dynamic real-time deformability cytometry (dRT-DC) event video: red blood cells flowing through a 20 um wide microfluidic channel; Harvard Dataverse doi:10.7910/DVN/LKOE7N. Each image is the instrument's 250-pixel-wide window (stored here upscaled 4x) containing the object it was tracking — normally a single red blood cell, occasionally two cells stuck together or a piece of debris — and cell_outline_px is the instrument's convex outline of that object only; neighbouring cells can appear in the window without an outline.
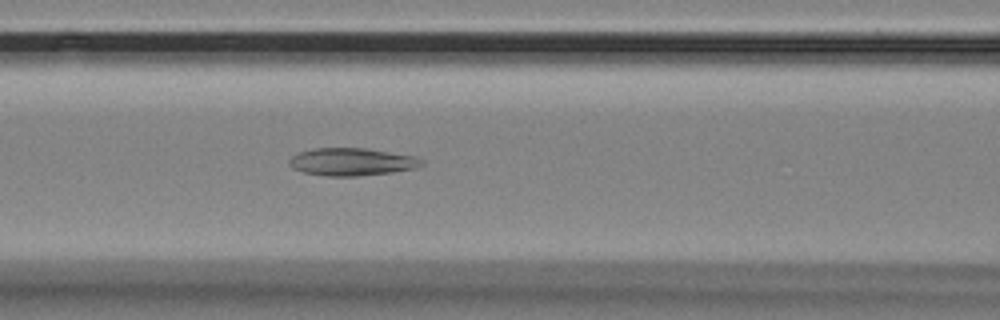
{"species": "Egyptian fruit bat (a non-hibernating species)", "species_latin": "Rousettus aegyptiacus", "temperature_condition": "room temperature", "stored_images_in_passage": 56, "camera_frame_rate_fps": 3000, "um_per_image_px": 0.085, "animal": {"sex": "female"}, "frame": {"image": 1, "passage_image": 23, "time_ms": 7.333, "image_size_px": [1000, 320], "cell_outline_px": [[424, 164], [416, 168], [392, 172], [356, 176], [328, 176], [304, 172], [292, 168], [288, 164], [288, 160], [292, 156], [300, 152], [312, 148], [364, 148], [416, 156], [424, 160]], "centroid_in_image_um": [29.91, 13.75], "position_along_channel_um": 136.7, "area_um2": 21.33}}
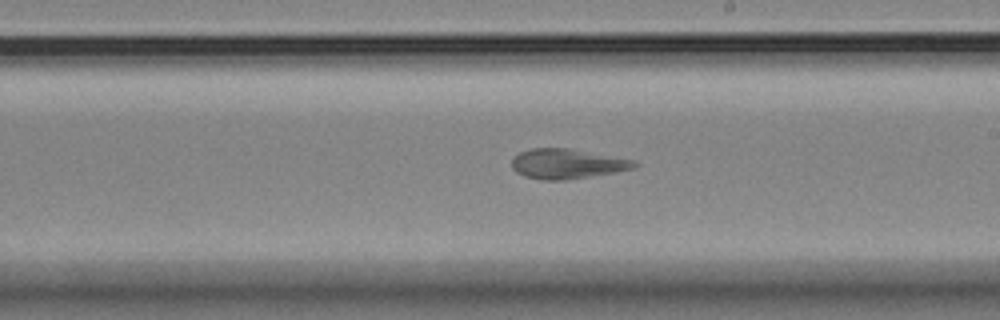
{"frame": {"image": 2, "passage_image": 32, "time_ms": 10.333, "image_size_px": [1000, 320], "cell_outline_px": [[640, 164], [636, 168], [616, 172], [564, 180], [540, 180], [524, 176], [516, 172], [512, 168], [512, 156], [520, 152], [532, 148], [568, 148], [636, 160]], "centroid_in_image_um": [48.21, 13.92], "position_along_channel_um": 240.8, "area_um2": 21.5}}
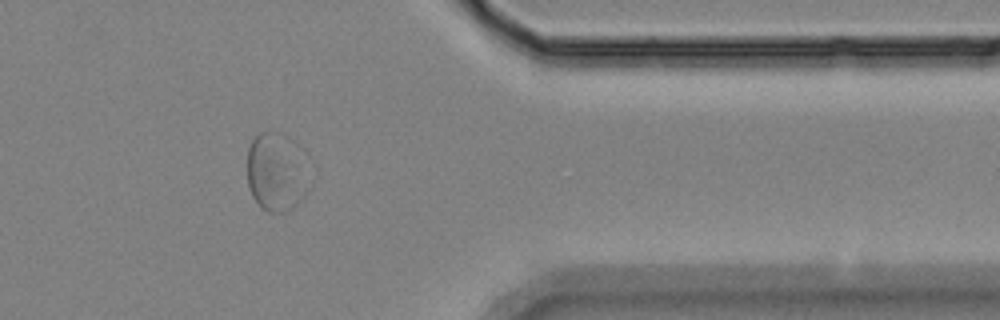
{"frame": {"image": 3, "passage_image": 46, "time_ms": 15.0, "image_size_px": [1000, 320], "cell_outline_px": [[304, 196], [288, 212], [268, 212], [260, 208], [252, 196], [248, 184], [248, 148], [252, 140], [260, 132], [268, 132]], "centroid_in_image_um": [23.02, 15.02], "position_along_channel_um": 388.4, "area_um2": 21.21}}